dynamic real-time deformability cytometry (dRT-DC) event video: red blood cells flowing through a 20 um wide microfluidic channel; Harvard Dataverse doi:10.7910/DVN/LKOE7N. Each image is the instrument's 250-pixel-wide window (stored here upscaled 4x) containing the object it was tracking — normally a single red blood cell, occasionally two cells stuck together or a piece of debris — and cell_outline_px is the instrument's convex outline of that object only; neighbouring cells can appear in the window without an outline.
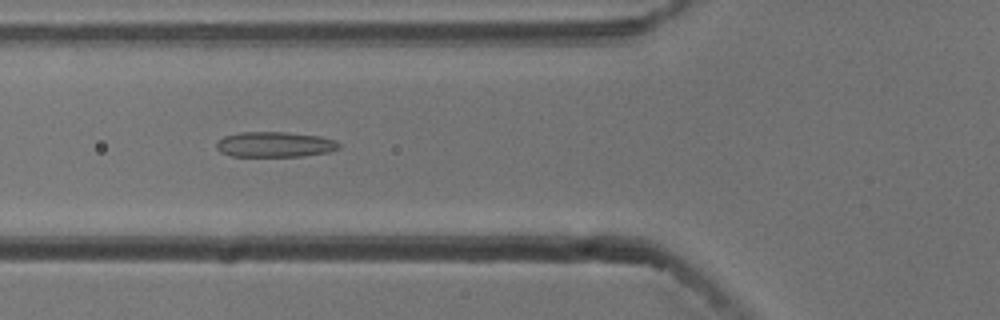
{"species": "common noctule bat (a hibernating species)", "species_latin": "Nyctalus noctula", "temperature_condition": "cold", "stored_images_in_passage": 54, "camera_frame_rate_fps": 3000, "um_per_image_px": 0.085, "animal": {"sex": "male", "body_mass_g": 13.3}, "frame": {"image": 1, "passage_image": 20, "time_ms": 6.333, "image_size_px": [1000, 320], "cell_outline_px": [[340, 148], [328, 152], [304, 156], [232, 156], [220, 152], [216, 148], [216, 144], [224, 136], [240, 132], [284, 132], [320, 136], [336, 140], [340, 144]], "centroid_in_image_um": [23.38, 12.28], "position_along_channel_um": 102.4, "area_um2": 18.09}}
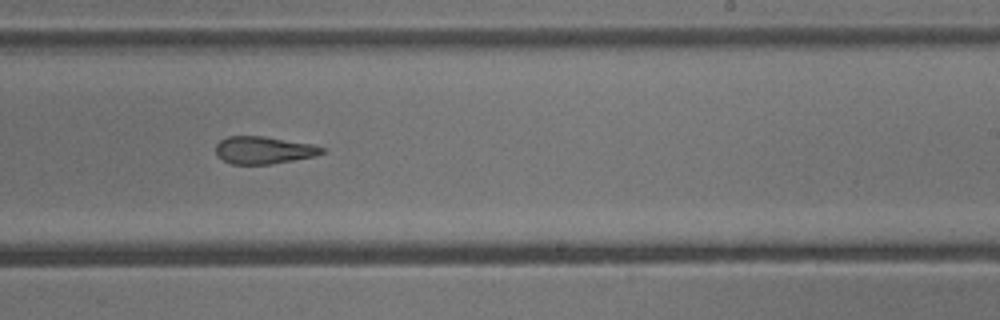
{"frame": {"image": 2, "passage_image": 33, "time_ms": 10.667, "image_size_px": [1000, 320], "cell_outline_px": [[324, 152], [316, 156], [268, 164], [232, 164], [216, 156], [216, 144], [220, 140], [228, 136], [260, 136], [316, 144], [324, 148]], "centroid_in_image_um": [22.41, 12.75], "position_along_channel_um": 266.6, "area_um2": 16.94}}
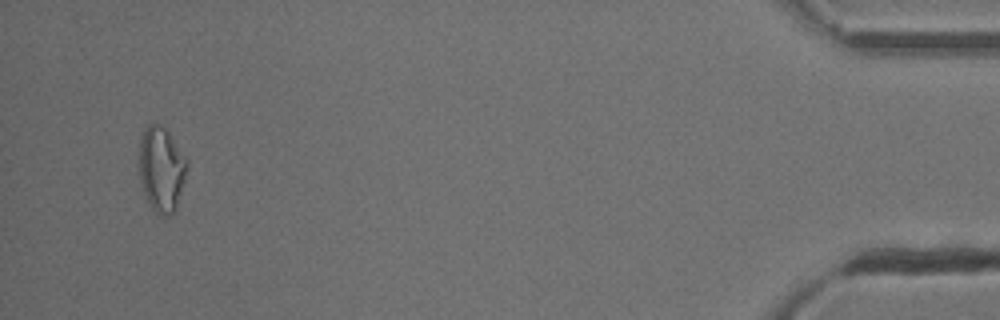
{"frame": {"image": 3, "passage_image": 52, "time_ms": 17.0, "image_size_px": [1000, 320], "cell_outline_px": [[188, 168], [176, 212], [172, 216], [160, 216], [152, 208], [144, 192], [140, 180], [140, 140], [144, 128], [148, 124], [156, 124], [168, 128], [188, 160]], "centroid_in_image_um": [13.77, 14.37], "position_along_channel_um": 421.4, "area_um2": 24.16}, "authors_computed_cell_mechanics": {"area_um2": 18.9584, "velocity_mm_per_s": 3.7838, "shape_relaxation_time_tau1_ms": null, "shape_relaxation_time_tau2_ms": 2.647, "deformation_change_tau1": null, "deformation_change_tau2": 0.1159}}